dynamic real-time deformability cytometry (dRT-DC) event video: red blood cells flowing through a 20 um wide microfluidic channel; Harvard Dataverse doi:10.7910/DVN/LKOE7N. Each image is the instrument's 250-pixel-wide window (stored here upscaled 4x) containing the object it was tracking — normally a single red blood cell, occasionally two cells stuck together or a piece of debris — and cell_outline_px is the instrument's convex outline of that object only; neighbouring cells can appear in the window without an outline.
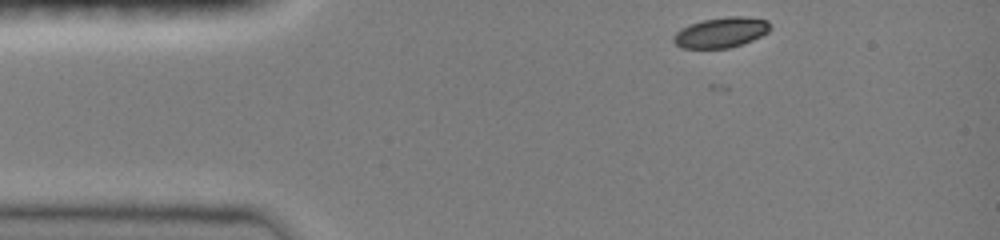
{"species": "common noctule bat (a hibernating species)", "species_latin": "Nyctalus noctula", "temperature_condition": "room temperature", "stored_images_in_passage": 37, "camera_frame_rate_fps": 3000, "um_per_image_px": 0.085, "animal": {"sex": "female", "body_mass_g": 19.0, "forearm_length_mm": 51.5}, "frame": {"image": 1, "passage_image": 1, "time_ms": 0.0, "image_size_px": [1000, 240], "cell_outline_px": [[768, 32], [752, 40], [728, 48], [680, 48], [672, 40], [672, 36], [680, 28], [688, 24], [704, 20], [728, 16], [744, 16], [768, 20]], "centroid_in_image_um": [61.23, 2.75], "position_along_channel_um": 23.8, "area_um2": 16.99}}
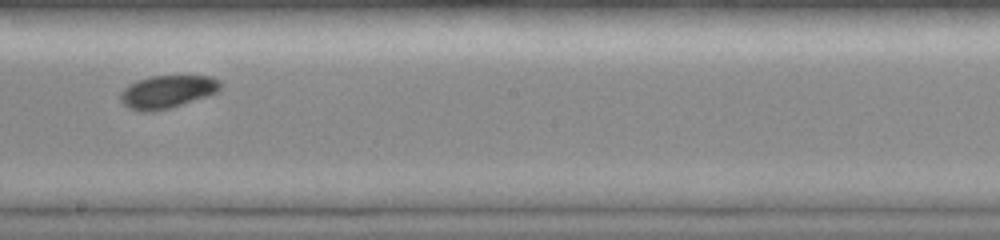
{"frame": {"image": 2, "passage_image": 21, "time_ms": 6.667, "image_size_px": [1000, 240], "cell_outline_px": [[220, 88], [216, 92], [168, 108], [152, 112], [140, 112], [128, 108], [120, 100], [120, 92], [128, 84], [136, 80], [148, 76], [212, 76], [220, 80]], "centroid_in_image_um": [14.14, 7.79], "position_along_channel_um": 234.1, "area_um2": 19.02}}
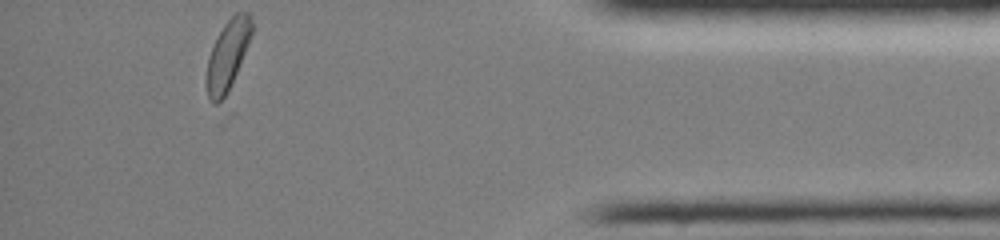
{"frame": {"image": 3, "passage_image": 37, "time_ms": 12.0, "image_size_px": [1000, 240], "cell_outline_px": [[252, 32], [248, 44], [224, 104], [212, 104], [208, 96], [204, 80], [208, 56], [224, 24], [236, 12], [248, 12], [252, 16]], "centroid_in_image_um": [19.32, 4.79], "position_along_channel_um": 415.9, "area_um2": 18.79}, "authors_computed_cell_mechanics": {"area_um2": 18.7272, "velocity_mm_per_s": 4.0199, "shape_relaxation_time_tau1_ms": 1.9969, "shape_relaxation_time_tau2_ms": 8.4331, "deformation_change_tau1": 0.0895, "deformation_change_tau2": 0.1339}}